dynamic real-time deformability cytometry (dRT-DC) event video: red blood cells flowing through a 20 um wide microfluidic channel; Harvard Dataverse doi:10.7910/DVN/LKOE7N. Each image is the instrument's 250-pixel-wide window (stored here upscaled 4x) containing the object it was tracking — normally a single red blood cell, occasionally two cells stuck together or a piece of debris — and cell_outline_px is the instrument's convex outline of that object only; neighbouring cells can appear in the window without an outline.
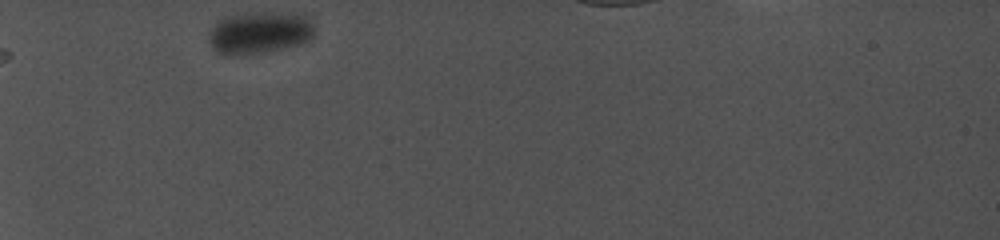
{"species": "common noctule bat (a hibernating species)", "species_latin": "Nyctalus noctula", "temperature_condition": "cold", "stored_images_in_passage": 30, "camera_frame_rate_fps": 5000, "um_per_image_px": 0.085, "animal": {"sex": "female", "body_mass_g": 19.0, "forearm_length_mm": 56.7}, "frame": {"image": 1, "passage_image": 1, "time_ms": 0.0, "image_size_px": [1000, 240], "cell_outline_px": [[312, 36], [308, 40], [260, 52], [220, 52], [212, 44], [208, 36], [208, 32], [212, 24], [236, 12], [304, 12], [312, 24]], "centroid_in_image_um": [22.06, 2.65], "position_along_channel_um": 62.9, "area_um2": 25.14}}
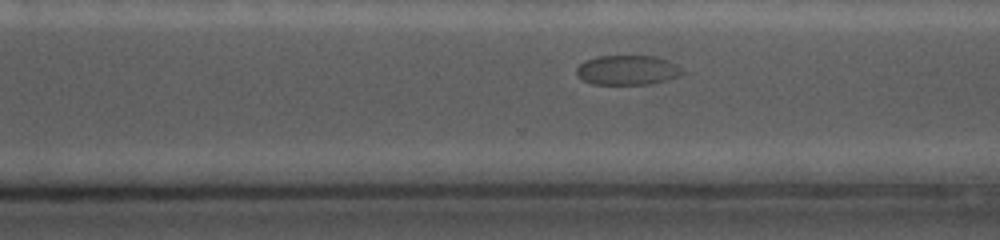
{"frame": {"image": 2, "passage_image": 23, "time_ms": 6.6, "image_size_px": [1000, 240], "cell_outline_px": [[684, 72], [680, 76], [648, 84], [592, 84], [584, 80], [576, 72], [576, 68], [580, 64], [596, 56], [656, 56], [668, 60], [676, 64]], "centroid_in_image_um": [53.35, 5.95], "position_along_channel_um": 317.3, "area_um2": 18.09}}
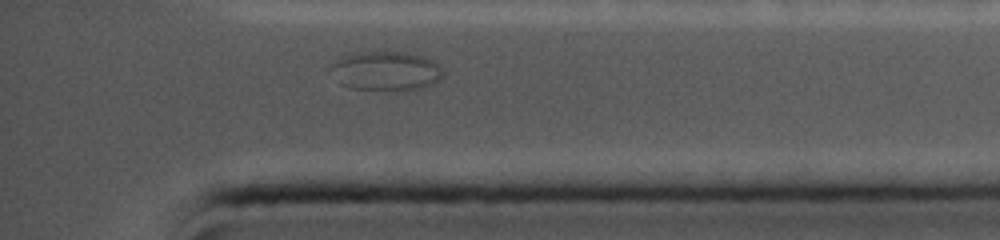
{"frame": {"image": 3, "passage_image": 28, "time_ms": 9.0, "image_size_px": [1000, 240], "cell_outline_px": [[444, 76], [436, 84], [424, 88], [352, 88], [340, 84], [328, 68], [332, 64], [348, 56], [360, 52], [404, 52], [424, 56], [440, 64], [444, 72]], "centroid_in_image_um": [32.89, 6.01], "position_along_channel_um": 402.3, "area_um2": 25.14}}